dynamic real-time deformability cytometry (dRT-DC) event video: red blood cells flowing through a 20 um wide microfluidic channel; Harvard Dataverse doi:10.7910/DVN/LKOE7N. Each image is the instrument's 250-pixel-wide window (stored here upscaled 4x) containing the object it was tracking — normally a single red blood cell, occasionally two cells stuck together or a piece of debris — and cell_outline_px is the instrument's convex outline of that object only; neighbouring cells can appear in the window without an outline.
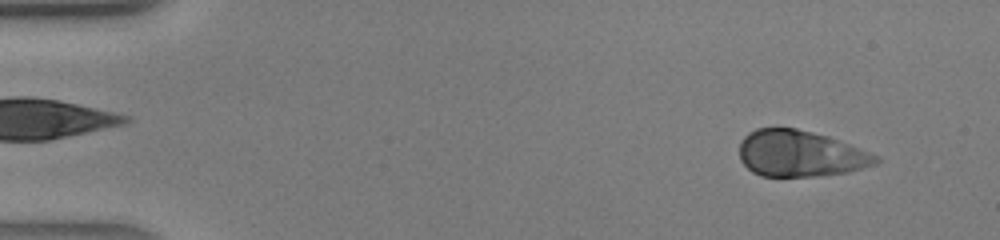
{"species": "human", "species_latin": "Homo sapiens", "temperature_condition": "warm", "stored_images_in_passage": 40, "camera_frame_rate_fps": 3000, "um_per_image_px": 0.085, "donor": {"sex": "male"}, "frame": {"image": 1, "passage_image": 3, "time_ms": 0.667, "image_size_px": [1000, 240], "cell_outline_px": [[880, 160], [876, 164], [848, 172], [820, 176], [760, 176], [752, 172], [740, 160], [740, 140], [748, 132], [756, 128], [796, 128], [828, 136], [880, 156]], "centroid_in_image_um": [68.01, 13.06], "position_along_channel_um": 17.0, "area_um2": 36.88}}
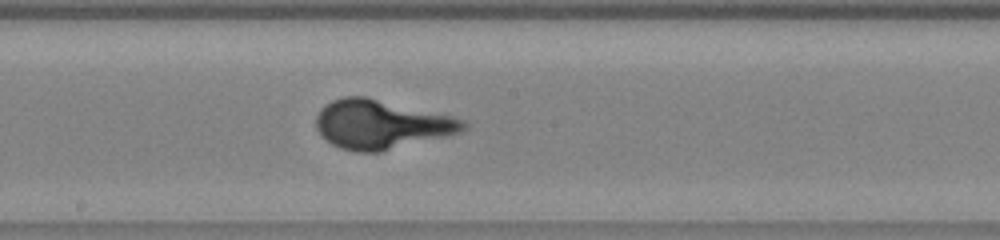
{"frame": {"image": 2, "passage_image": 22, "time_ms": 7.0, "image_size_px": [1000, 240], "cell_outline_px": [[468, 128], [460, 132], [380, 152], [356, 152], [340, 148], [332, 144], [320, 136], [316, 128], [316, 116], [320, 108], [324, 104], [332, 100], [344, 96], [364, 96], [452, 116], [464, 120], [468, 124]], "centroid_in_image_um": [32.35, 10.57], "position_along_channel_um": 215.8, "area_um2": 41.96}}
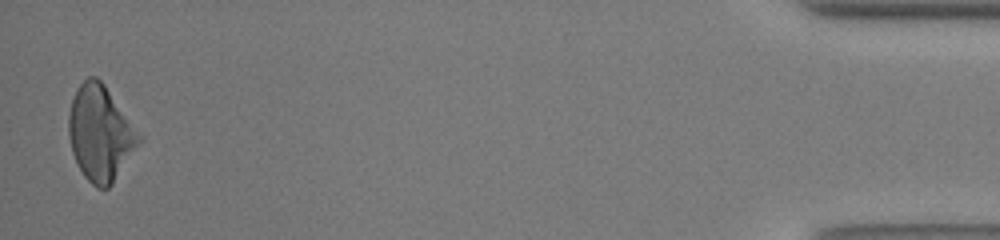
{"frame": {"image": 3, "passage_image": 40, "time_ms": 13.0, "image_size_px": [1000, 240], "cell_outline_px": [[144, 140], [112, 184], [108, 188], [96, 188], [84, 176], [72, 152], [68, 136], [68, 116], [72, 100], [80, 84], [88, 76], [96, 76], [104, 84]], "centroid_in_image_um": [8.54, 11.35], "position_along_channel_um": 426.7, "area_um2": 38.84}}